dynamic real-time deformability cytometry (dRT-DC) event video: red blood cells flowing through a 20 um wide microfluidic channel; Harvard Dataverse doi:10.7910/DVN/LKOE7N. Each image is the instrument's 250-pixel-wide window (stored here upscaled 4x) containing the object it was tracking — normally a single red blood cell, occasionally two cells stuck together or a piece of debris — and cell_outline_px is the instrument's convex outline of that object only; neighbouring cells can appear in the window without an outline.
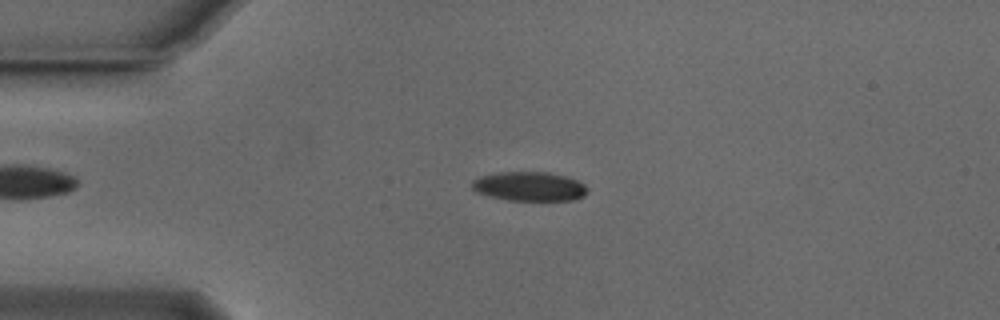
{"species": "Egyptian fruit bat (a non-hibernating species)", "species_latin": "Rousettus aegyptiacus", "temperature_condition": "cold", "stored_images_in_passage": 51, "camera_frame_rate_fps": 3000, "um_per_image_px": 0.085, "animal": {"sex": "male"}, "frame": {"image": 1, "passage_image": 10, "time_ms": 3.0, "image_size_px": [1000, 320], "cell_outline_px": [[588, 192], [584, 196], [576, 200], [508, 200], [476, 192], [472, 188], [472, 180], [480, 176], [496, 172], [548, 172], [568, 176], [584, 184], [588, 188]], "centroid_in_image_um": [45.03, 15.83], "position_along_channel_um": 40.0, "area_um2": 19.77}}
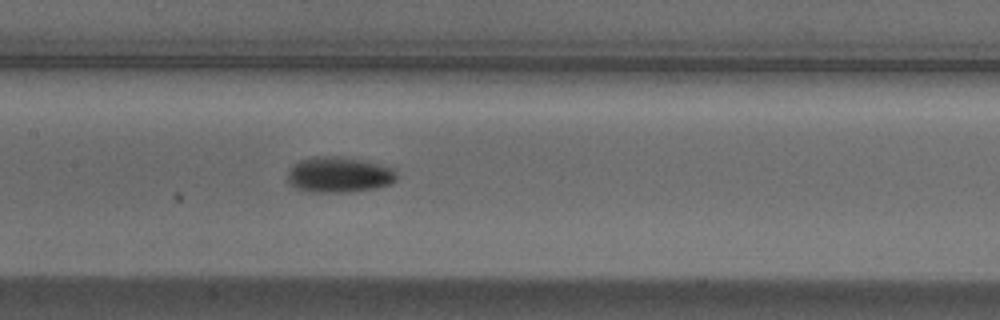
{"frame": {"image": 2, "passage_image": 23, "time_ms": 7.333, "image_size_px": [1000, 320], "cell_outline_px": [[396, 180], [388, 184], [376, 188], [348, 192], [312, 192], [296, 188], [288, 180], [288, 172], [300, 160], [316, 156], [332, 156], [360, 160], [396, 168]], "centroid_in_image_um": [28.84, 14.86], "position_along_channel_um": 178.6, "area_um2": 22.31}}
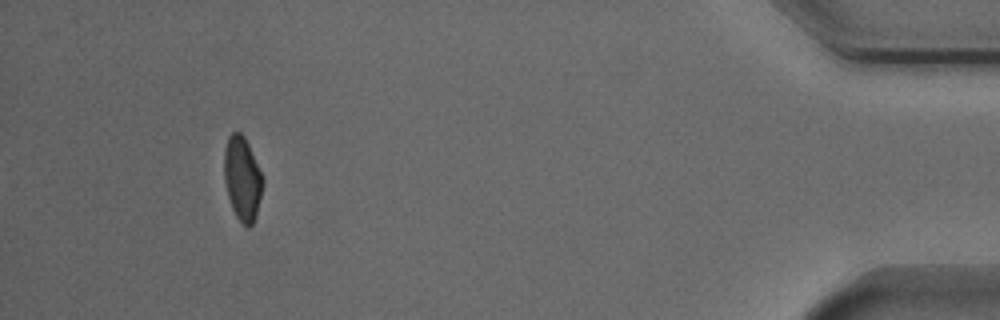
{"frame": {"image": 3, "passage_image": 47, "time_ms": 15.333, "image_size_px": [1000, 320], "cell_outline_px": [[264, 184], [256, 216], [252, 224], [248, 228], [236, 216], [232, 208], [228, 196], [224, 180], [224, 148], [228, 136], [232, 132], [240, 132], [244, 136], [248, 144], [264, 180]], "centroid_in_image_um": [20.59, 15.17], "position_along_channel_um": 414.6, "area_um2": 18.84}, "authors_computed_cell_mechanics": {"area_um2": 19.7676, "velocity_mm_per_s": 3.8271, "shape_relaxation_time_tau1_ms": 3.358, "shape_relaxation_time_tau2_ms": null, "deformation_change_tau1": 0.1237, "deformation_change_tau2": null}}